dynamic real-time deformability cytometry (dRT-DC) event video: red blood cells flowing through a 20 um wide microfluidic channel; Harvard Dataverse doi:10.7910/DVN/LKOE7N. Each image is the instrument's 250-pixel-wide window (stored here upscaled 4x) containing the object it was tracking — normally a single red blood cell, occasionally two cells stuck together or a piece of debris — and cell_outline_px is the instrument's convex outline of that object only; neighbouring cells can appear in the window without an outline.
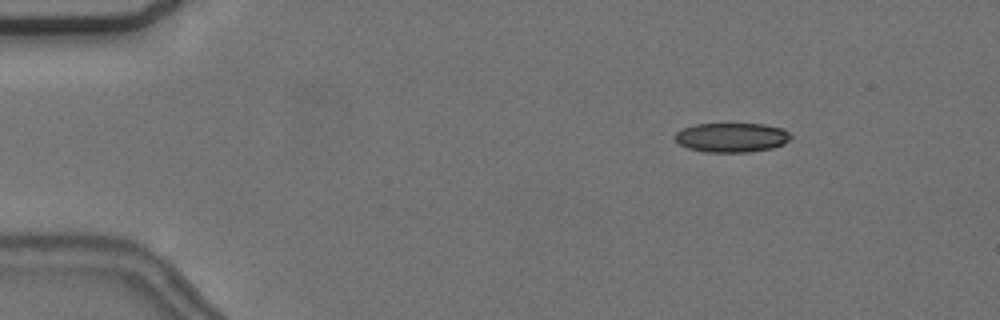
{"species": "common noctule bat (a hibernating species)", "species_latin": "Nyctalus noctula", "temperature_condition": "cold", "stored_images_in_passage": 4, "camera_frame_rate_fps": 3000, "um_per_image_px": 0.085, "animal": {"sex": "female", "body_mass_g": 24.6, "forearm_length_mm": 56.2}, "frame": {"image": 1, "passage_image": 1, "time_ms": 0.0, "image_size_px": [1000, 320], "cell_outline_px": [[792, 136], [784, 144], [772, 148], [748, 152], [704, 152], [688, 148], [680, 144], [672, 136], [676, 132], [684, 128], [696, 124], [764, 124], [784, 128]], "centroid_in_image_um": [62.19, 11.68], "position_along_channel_um": 22.8, "area_um2": 19.88}}